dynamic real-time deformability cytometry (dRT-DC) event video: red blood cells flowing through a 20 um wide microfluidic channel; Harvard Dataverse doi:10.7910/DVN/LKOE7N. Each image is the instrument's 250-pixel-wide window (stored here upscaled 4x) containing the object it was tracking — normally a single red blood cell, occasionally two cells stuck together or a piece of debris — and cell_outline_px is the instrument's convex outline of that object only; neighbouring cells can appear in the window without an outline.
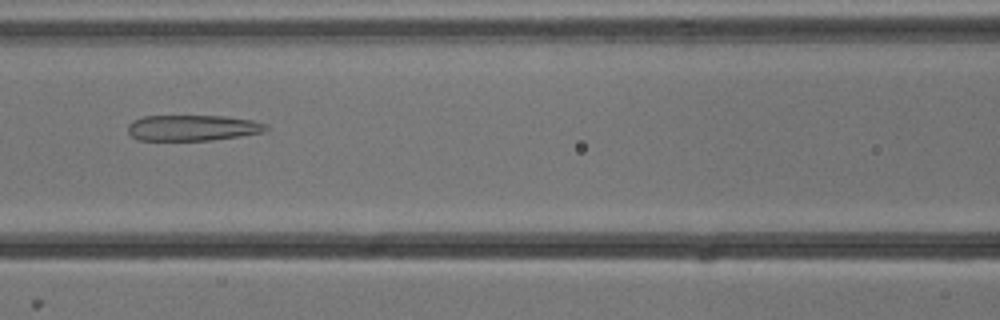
{"species": "common noctule bat (a hibernating species)", "species_latin": "Nyctalus noctula", "temperature_condition": "cold", "stored_images_in_passage": 7, "camera_frame_rate_fps": 3000, "um_per_image_px": 0.085, "animal": {"sex": "male", "body_mass_g": 13.3}, "frame": {"image": 1, "passage_image": 7, "time_ms": 2.0, "image_size_px": [1000, 320], "cell_outline_px": [[268, 128], [264, 132], [240, 136], [212, 140], [140, 140], [132, 136], [128, 132], [128, 124], [132, 120], [144, 116], [228, 116], [252, 120], [264, 124]], "centroid_in_image_um": [16.36, 10.86], "position_along_channel_um": 150.2, "area_um2": 20.75}}